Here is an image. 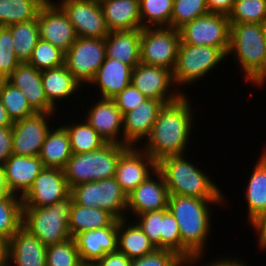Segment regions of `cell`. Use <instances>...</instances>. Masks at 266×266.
<instances>
[{"instance_id": "obj_1", "label": "cell", "mask_w": 266, "mask_h": 266, "mask_svg": "<svg viewBox=\"0 0 266 266\" xmlns=\"http://www.w3.org/2000/svg\"><path fill=\"white\" fill-rule=\"evenodd\" d=\"M187 94L165 104L159 111L151 133L140 147L157 163L165 157L189 154L194 109Z\"/></svg>"}, {"instance_id": "obj_2", "label": "cell", "mask_w": 266, "mask_h": 266, "mask_svg": "<svg viewBox=\"0 0 266 266\" xmlns=\"http://www.w3.org/2000/svg\"><path fill=\"white\" fill-rule=\"evenodd\" d=\"M226 198L169 195L167 209L178 222L181 243L197 258L193 266L201 263L207 253L206 244L212 232V207L228 202Z\"/></svg>"}, {"instance_id": "obj_3", "label": "cell", "mask_w": 266, "mask_h": 266, "mask_svg": "<svg viewBox=\"0 0 266 266\" xmlns=\"http://www.w3.org/2000/svg\"><path fill=\"white\" fill-rule=\"evenodd\" d=\"M242 69L244 80L256 88L266 83V40L262 24H230L227 58Z\"/></svg>"}, {"instance_id": "obj_4", "label": "cell", "mask_w": 266, "mask_h": 266, "mask_svg": "<svg viewBox=\"0 0 266 266\" xmlns=\"http://www.w3.org/2000/svg\"><path fill=\"white\" fill-rule=\"evenodd\" d=\"M186 155L168 156L157 163V170L163 175L169 195L224 198L223 191L212 181V177L199 165L188 161Z\"/></svg>"}, {"instance_id": "obj_5", "label": "cell", "mask_w": 266, "mask_h": 266, "mask_svg": "<svg viewBox=\"0 0 266 266\" xmlns=\"http://www.w3.org/2000/svg\"><path fill=\"white\" fill-rule=\"evenodd\" d=\"M128 145L106 143L100 149L73 153L63 169L69 189L115 176L117 162Z\"/></svg>"}, {"instance_id": "obj_6", "label": "cell", "mask_w": 266, "mask_h": 266, "mask_svg": "<svg viewBox=\"0 0 266 266\" xmlns=\"http://www.w3.org/2000/svg\"><path fill=\"white\" fill-rule=\"evenodd\" d=\"M73 207V197L39 208H23L22 226L44 245L62 243L72 238L68 221Z\"/></svg>"}, {"instance_id": "obj_7", "label": "cell", "mask_w": 266, "mask_h": 266, "mask_svg": "<svg viewBox=\"0 0 266 266\" xmlns=\"http://www.w3.org/2000/svg\"><path fill=\"white\" fill-rule=\"evenodd\" d=\"M225 60H228L227 54L221 48L180 42L176 64L172 71L174 83L183 94H187L184 86L189 84L191 86L203 80L206 75L212 73L213 69L215 71L218 65L226 62Z\"/></svg>"}, {"instance_id": "obj_8", "label": "cell", "mask_w": 266, "mask_h": 266, "mask_svg": "<svg viewBox=\"0 0 266 266\" xmlns=\"http://www.w3.org/2000/svg\"><path fill=\"white\" fill-rule=\"evenodd\" d=\"M70 194L78 205L107 210L118 220L127 218V195L114 177L79 184Z\"/></svg>"}, {"instance_id": "obj_9", "label": "cell", "mask_w": 266, "mask_h": 266, "mask_svg": "<svg viewBox=\"0 0 266 266\" xmlns=\"http://www.w3.org/2000/svg\"><path fill=\"white\" fill-rule=\"evenodd\" d=\"M178 29L171 27H146L141 29V63L173 71L180 44Z\"/></svg>"}, {"instance_id": "obj_10", "label": "cell", "mask_w": 266, "mask_h": 266, "mask_svg": "<svg viewBox=\"0 0 266 266\" xmlns=\"http://www.w3.org/2000/svg\"><path fill=\"white\" fill-rule=\"evenodd\" d=\"M106 59L105 38L77 37L65 53L64 65L73 78L85 88Z\"/></svg>"}, {"instance_id": "obj_11", "label": "cell", "mask_w": 266, "mask_h": 266, "mask_svg": "<svg viewBox=\"0 0 266 266\" xmlns=\"http://www.w3.org/2000/svg\"><path fill=\"white\" fill-rule=\"evenodd\" d=\"M181 43L229 49L230 23L228 15L208 13L178 29Z\"/></svg>"}, {"instance_id": "obj_12", "label": "cell", "mask_w": 266, "mask_h": 266, "mask_svg": "<svg viewBox=\"0 0 266 266\" xmlns=\"http://www.w3.org/2000/svg\"><path fill=\"white\" fill-rule=\"evenodd\" d=\"M56 3L68 16L77 37L102 39L109 35L99 0H57Z\"/></svg>"}, {"instance_id": "obj_13", "label": "cell", "mask_w": 266, "mask_h": 266, "mask_svg": "<svg viewBox=\"0 0 266 266\" xmlns=\"http://www.w3.org/2000/svg\"><path fill=\"white\" fill-rule=\"evenodd\" d=\"M131 83L148 99L168 104L178 100L183 93L173 80V72L163 67L139 63L132 70Z\"/></svg>"}, {"instance_id": "obj_14", "label": "cell", "mask_w": 266, "mask_h": 266, "mask_svg": "<svg viewBox=\"0 0 266 266\" xmlns=\"http://www.w3.org/2000/svg\"><path fill=\"white\" fill-rule=\"evenodd\" d=\"M56 113L36 112L34 115L13 122L12 125V149L18 156H39L42 144L48 131L50 122Z\"/></svg>"}, {"instance_id": "obj_15", "label": "cell", "mask_w": 266, "mask_h": 266, "mask_svg": "<svg viewBox=\"0 0 266 266\" xmlns=\"http://www.w3.org/2000/svg\"><path fill=\"white\" fill-rule=\"evenodd\" d=\"M37 23L40 39L66 53L75 43L77 35L66 13L55 2L47 0L39 9Z\"/></svg>"}, {"instance_id": "obj_16", "label": "cell", "mask_w": 266, "mask_h": 266, "mask_svg": "<svg viewBox=\"0 0 266 266\" xmlns=\"http://www.w3.org/2000/svg\"><path fill=\"white\" fill-rule=\"evenodd\" d=\"M157 170V162L140 146H129L120 156L114 178L130 194Z\"/></svg>"}, {"instance_id": "obj_17", "label": "cell", "mask_w": 266, "mask_h": 266, "mask_svg": "<svg viewBox=\"0 0 266 266\" xmlns=\"http://www.w3.org/2000/svg\"><path fill=\"white\" fill-rule=\"evenodd\" d=\"M69 194L70 189L64 171L58 168H44L21 199L23 208H39L52 205Z\"/></svg>"}, {"instance_id": "obj_18", "label": "cell", "mask_w": 266, "mask_h": 266, "mask_svg": "<svg viewBox=\"0 0 266 266\" xmlns=\"http://www.w3.org/2000/svg\"><path fill=\"white\" fill-rule=\"evenodd\" d=\"M168 198V188L163 175L156 170L127 195L126 213H130L127 214V218L146 212L167 209Z\"/></svg>"}, {"instance_id": "obj_19", "label": "cell", "mask_w": 266, "mask_h": 266, "mask_svg": "<svg viewBox=\"0 0 266 266\" xmlns=\"http://www.w3.org/2000/svg\"><path fill=\"white\" fill-rule=\"evenodd\" d=\"M98 98L90 103L84 119L107 143L123 145L122 112L113 99Z\"/></svg>"}, {"instance_id": "obj_20", "label": "cell", "mask_w": 266, "mask_h": 266, "mask_svg": "<svg viewBox=\"0 0 266 266\" xmlns=\"http://www.w3.org/2000/svg\"><path fill=\"white\" fill-rule=\"evenodd\" d=\"M165 104L162 101L147 99L135 109L123 115V145H139L149 137L159 111Z\"/></svg>"}, {"instance_id": "obj_21", "label": "cell", "mask_w": 266, "mask_h": 266, "mask_svg": "<svg viewBox=\"0 0 266 266\" xmlns=\"http://www.w3.org/2000/svg\"><path fill=\"white\" fill-rule=\"evenodd\" d=\"M118 219L108 227L84 231L74 237L82 263H95L117 251Z\"/></svg>"}, {"instance_id": "obj_22", "label": "cell", "mask_w": 266, "mask_h": 266, "mask_svg": "<svg viewBox=\"0 0 266 266\" xmlns=\"http://www.w3.org/2000/svg\"><path fill=\"white\" fill-rule=\"evenodd\" d=\"M6 80L14 87L22 90L29 105L35 112H57L46 98L41 71L35 67L28 63H20Z\"/></svg>"}, {"instance_id": "obj_23", "label": "cell", "mask_w": 266, "mask_h": 266, "mask_svg": "<svg viewBox=\"0 0 266 266\" xmlns=\"http://www.w3.org/2000/svg\"><path fill=\"white\" fill-rule=\"evenodd\" d=\"M47 246L23 226L8 241L7 266H46Z\"/></svg>"}, {"instance_id": "obj_24", "label": "cell", "mask_w": 266, "mask_h": 266, "mask_svg": "<svg viewBox=\"0 0 266 266\" xmlns=\"http://www.w3.org/2000/svg\"><path fill=\"white\" fill-rule=\"evenodd\" d=\"M6 182L13 195L23 197L35 178L44 169L39 156H18L12 154L3 165Z\"/></svg>"}, {"instance_id": "obj_25", "label": "cell", "mask_w": 266, "mask_h": 266, "mask_svg": "<svg viewBox=\"0 0 266 266\" xmlns=\"http://www.w3.org/2000/svg\"><path fill=\"white\" fill-rule=\"evenodd\" d=\"M132 70L119 60L106 58L89 85L98 90L97 97L112 99L131 83Z\"/></svg>"}, {"instance_id": "obj_26", "label": "cell", "mask_w": 266, "mask_h": 266, "mask_svg": "<svg viewBox=\"0 0 266 266\" xmlns=\"http://www.w3.org/2000/svg\"><path fill=\"white\" fill-rule=\"evenodd\" d=\"M108 30L142 29L139 0H99Z\"/></svg>"}, {"instance_id": "obj_27", "label": "cell", "mask_w": 266, "mask_h": 266, "mask_svg": "<svg viewBox=\"0 0 266 266\" xmlns=\"http://www.w3.org/2000/svg\"><path fill=\"white\" fill-rule=\"evenodd\" d=\"M141 29L111 31L105 38L106 58L134 68L140 59Z\"/></svg>"}, {"instance_id": "obj_28", "label": "cell", "mask_w": 266, "mask_h": 266, "mask_svg": "<svg viewBox=\"0 0 266 266\" xmlns=\"http://www.w3.org/2000/svg\"><path fill=\"white\" fill-rule=\"evenodd\" d=\"M41 78L46 98L56 110L59 106L57 103L67 102L69 97H74V93L83 88L65 65L41 71Z\"/></svg>"}, {"instance_id": "obj_29", "label": "cell", "mask_w": 266, "mask_h": 266, "mask_svg": "<svg viewBox=\"0 0 266 266\" xmlns=\"http://www.w3.org/2000/svg\"><path fill=\"white\" fill-rule=\"evenodd\" d=\"M130 218L118 220L117 251L129 259H137L153 253L157 248Z\"/></svg>"}, {"instance_id": "obj_30", "label": "cell", "mask_w": 266, "mask_h": 266, "mask_svg": "<svg viewBox=\"0 0 266 266\" xmlns=\"http://www.w3.org/2000/svg\"><path fill=\"white\" fill-rule=\"evenodd\" d=\"M48 131L39 154L44 168L64 169L72 156L69 134L59 123ZM54 128V129H53Z\"/></svg>"}, {"instance_id": "obj_31", "label": "cell", "mask_w": 266, "mask_h": 266, "mask_svg": "<svg viewBox=\"0 0 266 266\" xmlns=\"http://www.w3.org/2000/svg\"><path fill=\"white\" fill-rule=\"evenodd\" d=\"M261 154L245 186L248 224L266 210V148Z\"/></svg>"}, {"instance_id": "obj_32", "label": "cell", "mask_w": 266, "mask_h": 266, "mask_svg": "<svg viewBox=\"0 0 266 266\" xmlns=\"http://www.w3.org/2000/svg\"><path fill=\"white\" fill-rule=\"evenodd\" d=\"M116 220L117 218L107 210L84 207L73 201L68 227L72 238H74L87 230L111 226Z\"/></svg>"}, {"instance_id": "obj_33", "label": "cell", "mask_w": 266, "mask_h": 266, "mask_svg": "<svg viewBox=\"0 0 266 266\" xmlns=\"http://www.w3.org/2000/svg\"><path fill=\"white\" fill-rule=\"evenodd\" d=\"M12 35L15 55L20 63H28L33 49L40 40L37 17L30 21L6 26Z\"/></svg>"}, {"instance_id": "obj_34", "label": "cell", "mask_w": 266, "mask_h": 266, "mask_svg": "<svg viewBox=\"0 0 266 266\" xmlns=\"http://www.w3.org/2000/svg\"><path fill=\"white\" fill-rule=\"evenodd\" d=\"M74 121L62 124L69 134L72 153L92 152L107 143L85 119H81V122Z\"/></svg>"}, {"instance_id": "obj_35", "label": "cell", "mask_w": 266, "mask_h": 266, "mask_svg": "<svg viewBox=\"0 0 266 266\" xmlns=\"http://www.w3.org/2000/svg\"><path fill=\"white\" fill-rule=\"evenodd\" d=\"M47 0H0V26L30 21Z\"/></svg>"}, {"instance_id": "obj_36", "label": "cell", "mask_w": 266, "mask_h": 266, "mask_svg": "<svg viewBox=\"0 0 266 266\" xmlns=\"http://www.w3.org/2000/svg\"><path fill=\"white\" fill-rule=\"evenodd\" d=\"M0 99L12 122L22 120L36 113L29 105L22 90L14 87L7 80H0Z\"/></svg>"}, {"instance_id": "obj_37", "label": "cell", "mask_w": 266, "mask_h": 266, "mask_svg": "<svg viewBox=\"0 0 266 266\" xmlns=\"http://www.w3.org/2000/svg\"><path fill=\"white\" fill-rule=\"evenodd\" d=\"M23 203L19 196L11 194L0 199V236L8 241L22 227Z\"/></svg>"}, {"instance_id": "obj_38", "label": "cell", "mask_w": 266, "mask_h": 266, "mask_svg": "<svg viewBox=\"0 0 266 266\" xmlns=\"http://www.w3.org/2000/svg\"><path fill=\"white\" fill-rule=\"evenodd\" d=\"M161 249H167L177 253L190 266H193L197 262V258L181 243L178 222L168 209H163Z\"/></svg>"}, {"instance_id": "obj_39", "label": "cell", "mask_w": 266, "mask_h": 266, "mask_svg": "<svg viewBox=\"0 0 266 266\" xmlns=\"http://www.w3.org/2000/svg\"><path fill=\"white\" fill-rule=\"evenodd\" d=\"M174 0H139L142 28L170 27Z\"/></svg>"}, {"instance_id": "obj_40", "label": "cell", "mask_w": 266, "mask_h": 266, "mask_svg": "<svg viewBox=\"0 0 266 266\" xmlns=\"http://www.w3.org/2000/svg\"><path fill=\"white\" fill-rule=\"evenodd\" d=\"M228 19L230 24H262L266 19V0H236Z\"/></svg>"}, {"instance_id": "obj_41", "label": "cell", "mask_w": 266, "mask_h": 266, "mask_svg": "<svg viewBox=\"0 0 266 266\" xmlns=\"http://www.w3.org/2000/svg\"><path fill=\"white\" fill-rule=\"evenodd\" d=\"M210 13L206 0H174L170 27L181 28L184 24Z\"/></svg>"}, {"instance_id": "obj_42", "label": "cell", "mask_w": 266, "mask_h": 266, "mask_svg": "<svg viewBox=\"0 0 266 266\" xmlns=\"http://www.w3.org/2000/svg\"><path fill=\"white\" fill-rule=\"evenodd\" d=\"M65 53L50 42L40 39L33 49L28 64L39 71L53 69L64 65Z\"/></svg>"}, {"instance_id": "obj_43", "label": "cell", "mask_w": 266, "mask_h": 266, "mask_svg": "<svg viewBox=\"0 0 266 266\" xmlns=\"http://www.w3.org/2000/svg\"><path fill=\"white\" fill-rule=\"evenodd\" d=\"M81 264L74 238L47 246L46 266H80Z\"/></svg>"}, {"instance_id": "obj_44", "label": "cell", "mask_w": 266, "mask_h": 266, "mask_svg": "<svg viewBox=\"0 0 266 266\" xmlns=\"http://www.w3.org/2000/svg\"><path fill=\"white\" fill-rule=\"evenodd\" d=\"M19 64L10 30L2 26L0 28V80H6Z\"/></svg>"}, {"instance_id": "obj_45", "label": "cell", "mask_w": 266, "mask_h": 266, "mask_svg": "<svg viewBox=\"0 0 266 266\" xmlns=\"http://www.w3.org/2000/svg\"><path fill=\"white\" fill-rule=\"evenodd\" d=\"M157 249H161L163 210L151 211L131 217ZM136 218V219H133Z\"/></svg>"}, {"instance_id": "obj_46", "label": "cell", "mask_w": 266, "mask_h": 266, "mask_svg": "<svg viewBox=\"0 0 266 266\" xmlns=\"http://www.w3.org/2000/svg\"><path fill=\"white\" fill-rule=\"evenodd\" d=\"M130 266H190L177 253L167 249H156L153 253L131 261Z\"/></svg>"}, {"instance_id": "obj_47", "label": "cell", "mask_w": 266, "mask_h": 266, "mask_svg": "<svg viewBox=\"0 0 266 266\" xmlns=\"http://www.w3.org/2000/svg\"><path fill=\"white\" fill-rule=\"evenodd\" d=\"M112 99L124 115L125 113L135 109L136 106L146 101L148 98L140 90L135 88L132 83H130Z\"/></svg>"}, {"instance_id": "obj_48", "label": "cell", "mask_w": 266, "mask_h": 266, "mask_svg": "<svg viewBox=\"0 0 266 266\" xmlns=\"http://www.w3.org/2000/svg\"><path fill=\"white\" fill-rule=\"evenodd\" d=\"M12 154V126L0 127V165L3 166Z\"/></svg>"}, {"instance_id": "obj_49", "label": "cell", "mask_w": 266, "mask_h": 266, "mask_svg": "<svg viewBox=\"0 0 266 266\" xmlns=\"http://www.w3.org/2000/svg\"><path fill=\"white\" fill-rule=\"evenodd\" d=\"M131 259L119 251L107 253L94 264L96 266H130Z\"/></svg>"}, {"instance_id": "obj_50", "label": "cell", "mask_w": 266, "mask_h": 266, "mask_svg": "<svg viewBox=\"0 0 266 266\" xmlns=\"http://www.w3.org/2000/svg\"><path fill=\"white\" fill-rule=\"evenodd\" d=\"M258 235V247L266 251V210L256 217L250 225Z\"/></svg>"}, {"instance_id": "obj_51", "label": "cell", "mask_w": 266, "mask_h": 266, "mask_svg": "<svg viewBox=\"0 0 266 266\" xmlns=\"http://www.w3.org/2000/svg\"><path fill=\"white\" fill-rule=\"evenodd\" d=\"M236 0H206L210 13L229 15Z\"/></svg>"}, {"instance_id": "obj_52", "label": "cell", "mask_w": 266, "mask_h": 266, "mask_svg": "<svg viewBox=\"0 0 266 266\" xmlns=\"http://www.w3.org/2000/svg\"><path fill=\"white\" fill-rule=\"evenodd\" d=\"M212 261V262H210ZM208 264H203V266H250L248 262L245 263L242 259L238 257H227V255L223 258H215V260H210Z\"/></svg>"}, {"instance_id": "obj_53", "label": "cell", "mask_w": 266, "mask_h": 266, "mask_svg": "<svg viewBox=\"0 0 266 266\" xmlns=\"http://www.w3.org/2000/svg\"><path fill=\"white\" fill-rule=\"evenodd\" d=\"M11 194L7 186L4 167L0 165V199L10 196Z\"/></svg>"}, {"instance_id": "obj_54", "label": "cell", "mask_w": 266, "mask_h": 266, "mask_svg": "<svg viewBox=\"0 0 266 266\" xmlns=\"http://www.w3.org/2000/svg\"><path fill=\"white\" fill-rule=\"evenodd\" d=\"M8 240L0 236V266H7Z\"/></svg>"}, {"instance_id": "obj_55", "label": "cell", "mask_w": 266, "mask_h": 266, "mask_svg": "<svg viewBox=\"0 0 266 266\" xmlns=\"http://www.w3.org/2000/svg\"><path fill=\"white\" fill-rule=\"evenodd\" d=\"M13 122L9 118L7 111L0 99V127L12 126Z\"/></svg>"}, {"instance_id": "obj_56", "label": "cell", "mask_w": 266, "mask_h": 266, "mask_svg": "<svg viewBox=\"0 0 266 266\" xmlns=\"http://www.w3.org/2000/svg\"><path fill=\"white\" fill-rule=\"evenodd\" d=\"M263 29H264V34H265V40H266V19L262 23Z\"/></svg>"}, {"instance_id": "obj_57", "label": "cell", "mask_w": 266, "mask_h": 266, "mask_svg": "<svg viewBox=\"0 0 266 266\" xmlns=\"http://www.w3.org/2000/svg\"><path fill=\"white\" fill-rule=\"evenodd\" d=\"M80 266H96L94 263H82Z\"/></svg>"}]
</instances>
